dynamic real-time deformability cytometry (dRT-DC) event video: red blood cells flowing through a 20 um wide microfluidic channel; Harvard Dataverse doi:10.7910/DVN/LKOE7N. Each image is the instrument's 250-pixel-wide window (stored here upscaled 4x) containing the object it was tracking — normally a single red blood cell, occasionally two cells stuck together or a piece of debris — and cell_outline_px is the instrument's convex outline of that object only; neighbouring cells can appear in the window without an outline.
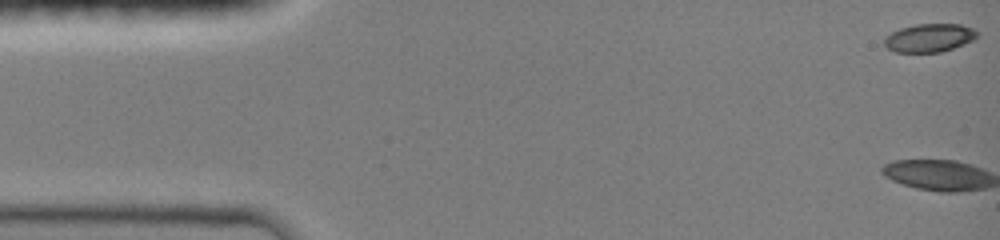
{"species": "common noctule bat (a hibernating species)", "species_latin": "Nyctalus noctula", "temperature_condition": "room temperature", "stored_images_in_passage": 46, "camera_frame_rate_fps": 3000, "um_per_image_px": 0.085, "animal": {"sex": "female", "body_mass_g": 19.0, "forearm_length_mm": 51.5}, "frame": {"image": 1, "passage_image": 1, "time_ms": 0.0, "image_size_px": [1000, 240], "cell_outline_px": [[980, 36], [964, 44], [940, 52], [896, 52], [888, 48], [884, 44], [884, 36], [900, 28], [916, 24], [960, 24], [972, 28], [980, 32]], "centroid_in_image_um": [79.01, 3.21], "position_along_channel_um": 6.0, "area_um2": 15.37}}